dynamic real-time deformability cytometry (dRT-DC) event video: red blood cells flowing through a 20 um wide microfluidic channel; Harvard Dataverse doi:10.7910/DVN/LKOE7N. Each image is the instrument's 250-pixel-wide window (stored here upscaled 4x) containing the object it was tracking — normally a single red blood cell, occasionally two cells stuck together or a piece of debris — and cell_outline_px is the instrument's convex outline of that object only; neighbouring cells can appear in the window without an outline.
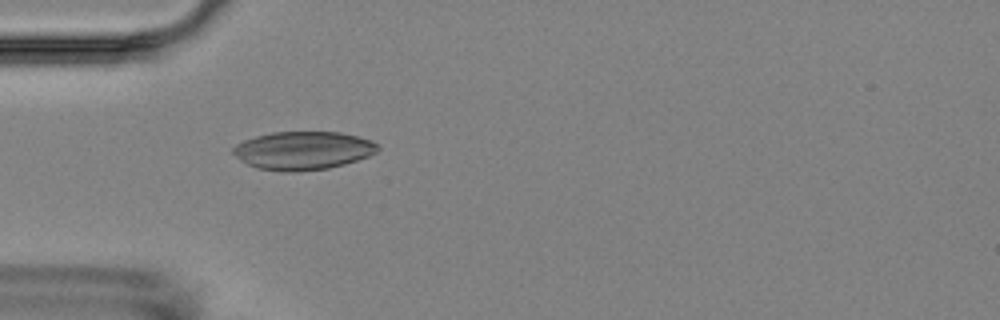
{"species": "Egyptian fruit bat (a non-hibernating species)", "species_latin": "Rousettus aegyptiacus", "temperature_condition": "room temperature", "stored_images_in_passage": 3, "camera_frame_rate_fps": 3000, "um_per_image_px": 0.085, "animal": {"sex": "female"}, "frame": {"image": 1, "passage_image": 3, "time_ms": 2.333, "image_size_px": [1000, 320], "cell_outline_px": [[380, 148], [376, 152], [368, 156], [344, 164], [328, 168], [296, 172], [280, 172], [256, 168], [240, 160], [232, 152], [232, 148], [236, 144], [244, 140], [256, 136], [272, 132], [340, 132], [360, 136], [372, 140]], "centroid_in_image_um": [25.75, 12.8], "position_along_channel_um": 59.3, "area_um2": 32.43}}